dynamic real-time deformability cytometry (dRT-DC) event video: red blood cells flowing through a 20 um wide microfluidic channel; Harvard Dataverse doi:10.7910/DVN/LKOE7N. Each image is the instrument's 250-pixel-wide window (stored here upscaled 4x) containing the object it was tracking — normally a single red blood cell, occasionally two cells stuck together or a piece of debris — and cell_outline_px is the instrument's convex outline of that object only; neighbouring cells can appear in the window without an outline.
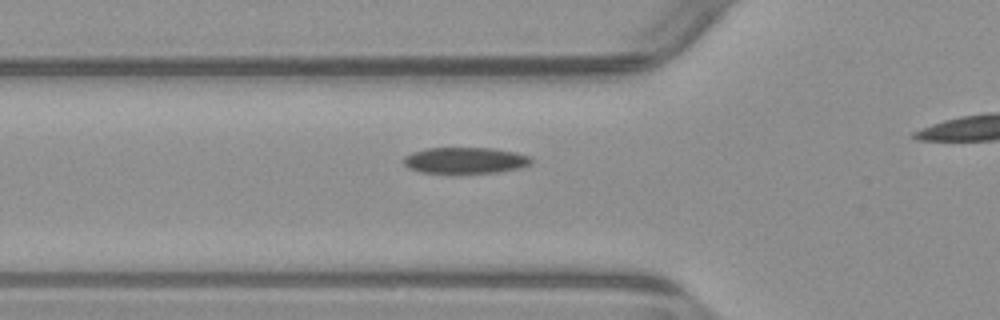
{"species": "common noctule bat (a hibernating species)", "species_latin": "Nyctalus noctula", "temperature_condition": "warm", "stored_images_in_passage": 27, "camera_frame_rate_fps": 3000, "um_per_image_px": 0.085, "animal": {"sex": "male", "body_mass_g": 23.1, "forearm_length_mm": 52.7}, "frame": {"image": 1, "passage_image": 2, "time_ms": 0.333, "image_size_px": [1000, 320], "cell_outline_px": [[532, 160], [528, 164], [520, 168], [496, 172], [420, 172], [408, 168], [400, 160], [404, 156], [412, 152], [428, 148], [492, 148], [516, 152], [528, 156]], "centroid_in_image_um": [39.48, 13.62], "position_along_channel_um": 86.3, "area_um2": 19.25}}
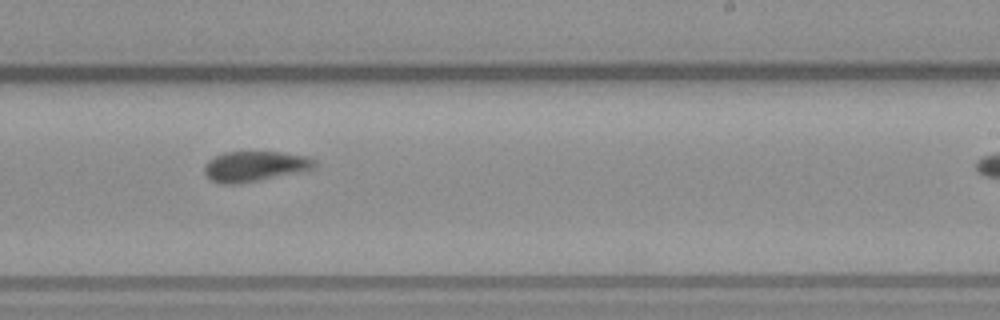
{"frame": {"image": 2, "passage_image": 16, "time_ms": 5.0, "image_size_px": [1000, 320], "cell_outline_px": [[316, 164], [312, 168], [296, 172], [260, 180], [240, 184], [220, 184], [212, 180], [204, 172], [204, 164], [208, 160], [224, 152], [280, 152], [308, 156], [316, 160]], "centroid_in_image_um": [21.62, 14.13], "position_along_channel_um": 267.4, "area_um2": 19.31}}
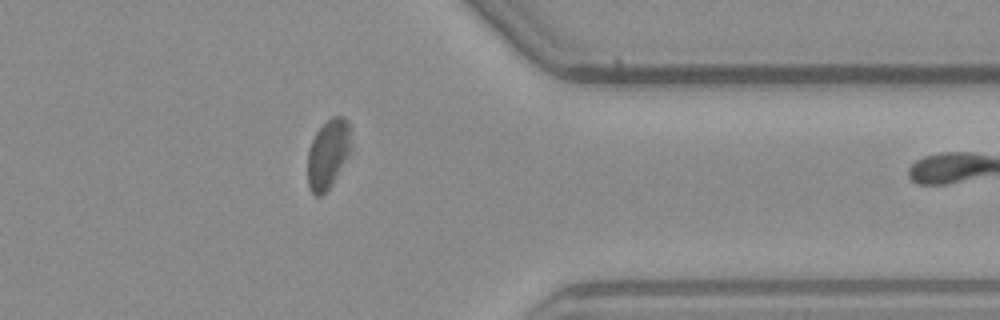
{"frame": {"image": 3, "passage_image": 26, "time_ms": 8.333, "image_size_px": [1000, 320], "cell_outline_px": [[352, 148], [332, 184], [320, 196], [316, 196], [308, 188], [308, 152], [312, 140], [316, 132], [332, 116], [344, 116], [348, 120]], "centroid_in_image_um": [27.89, 13.07], "position_along_channel_um": 383.5, "area_um2": 17.4}}